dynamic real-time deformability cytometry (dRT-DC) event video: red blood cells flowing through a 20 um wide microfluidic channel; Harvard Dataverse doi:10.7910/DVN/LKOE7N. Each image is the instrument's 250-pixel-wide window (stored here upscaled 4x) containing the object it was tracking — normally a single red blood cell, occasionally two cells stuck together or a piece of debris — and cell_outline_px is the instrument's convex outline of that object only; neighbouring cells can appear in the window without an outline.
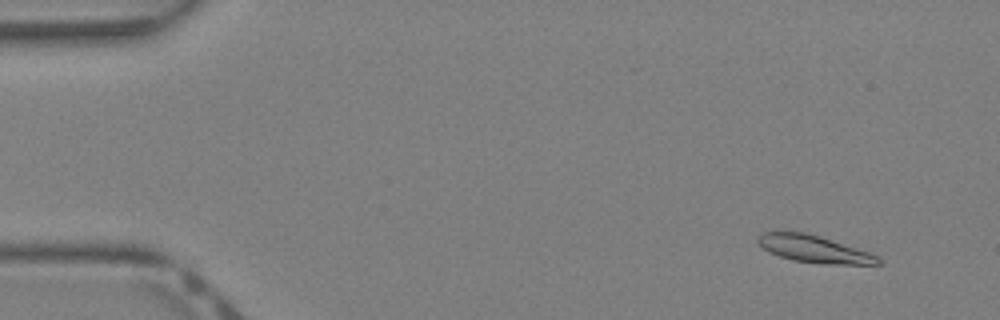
{"species": "Egyptian fruit bat (a non-hibernating species)", "species_latin": "Rousettus aegyptiacus", "temperature_condition": "warm", "stored_images_in_passage": 41, "camera_frame_rate_fps": 3000, "um_per_image_px": 0.085, "animal": {"sex": "female"}, "frame": {"image": 1, "passage_image": 4, "time_ms": 1.0, "image_size_px": [1000, 320], "cell_outline_px": [[884, 264], [828, 264], [792, 260], [768, 252], [756, 240], [756, 236], [764, 232], [804, 232], [820, 236], [880, 256]], "centroid_in_image_um": [69.21, 21.17], "position_along_channel_um": 15.8, "area_um2": 18.9}}
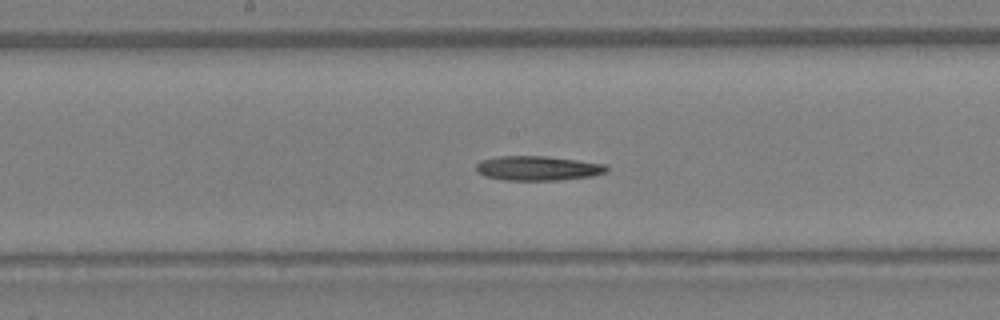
{"frame": {"image": 2, "passage_image": 22, "time_ms": 7.0, "image_size_px": [1000, 320], "cell_outline_px": [[608, 172], [592, 176], [560, 180], [504, 180], [484, 176], [476, 172], [476, 164], [480, 160], [500, 156], [548, 156], [608, 164]], "centroid_in_image_um": [45.73, 14.3], "position_along_channel_um": 202.5, "area_um2": 18.9}}
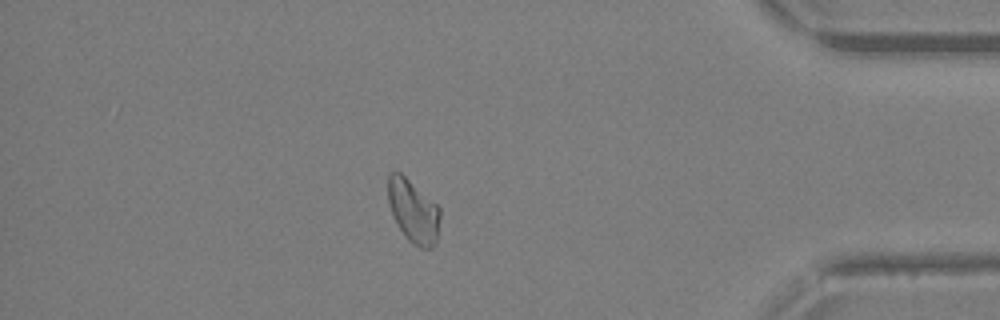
{"frame": {"image": 3, "passage_image": 36, "time_ms": 11.667, "image_size_px": [1000, 320], "cell_outline_px": [[440, 216], [436, 240], [432, 248], [420, 248], [412, 244], [404, 236], [396, 224], [388, 204], [388, 172], [400, 172], [436, 204], [440, 208]], "centroid_in_image_um": [35.1, 17.96], "position_along_channel_um": 400.1, "area_um2": 19.13}}